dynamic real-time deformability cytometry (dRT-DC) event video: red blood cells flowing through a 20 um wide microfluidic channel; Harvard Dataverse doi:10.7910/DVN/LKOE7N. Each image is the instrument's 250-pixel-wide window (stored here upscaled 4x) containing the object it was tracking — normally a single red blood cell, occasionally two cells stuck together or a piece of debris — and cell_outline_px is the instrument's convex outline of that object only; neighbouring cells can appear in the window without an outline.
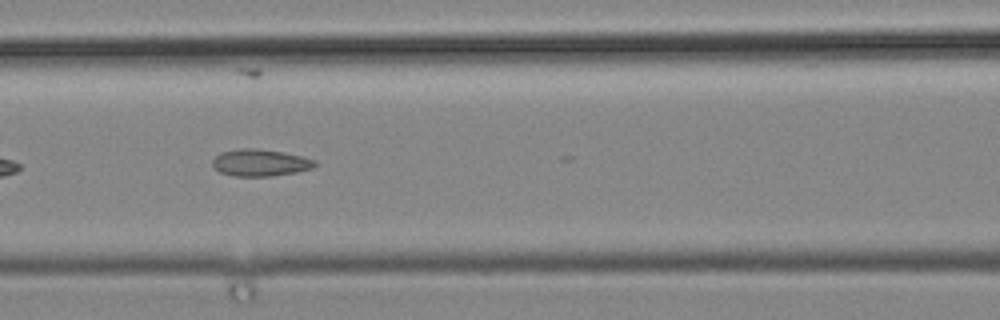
{"species": "common noctule bat (a hibernating species)", "species_latin": "Nyctalus noctula", "temperature_condition": "cold", "stored_images_in_passage": 10, "camera_frame_rate_fps": 3000, "um_per_image_px": 0.085, "animal": {"sex": "male", "body_mass_g": 19.2, "forearm_length_mm": 51.8}, "frame": {"image": 1, "passage_image": 8, "time_ms": 2.333, "image_size_px": [1000, 320], "cell_outline_px": [[316, 164], [312, 168], [296, 172], [272, 176], [236, 176], [220, 172], [212, 164], [212, 160], [220, 152], [240, 148], [252, 148], [284, 152], [316, 160]], "centroid_in_image_um": [22.11, 13.82], "position_along_channel_um": 144.5, "area_um2": 15.95}}